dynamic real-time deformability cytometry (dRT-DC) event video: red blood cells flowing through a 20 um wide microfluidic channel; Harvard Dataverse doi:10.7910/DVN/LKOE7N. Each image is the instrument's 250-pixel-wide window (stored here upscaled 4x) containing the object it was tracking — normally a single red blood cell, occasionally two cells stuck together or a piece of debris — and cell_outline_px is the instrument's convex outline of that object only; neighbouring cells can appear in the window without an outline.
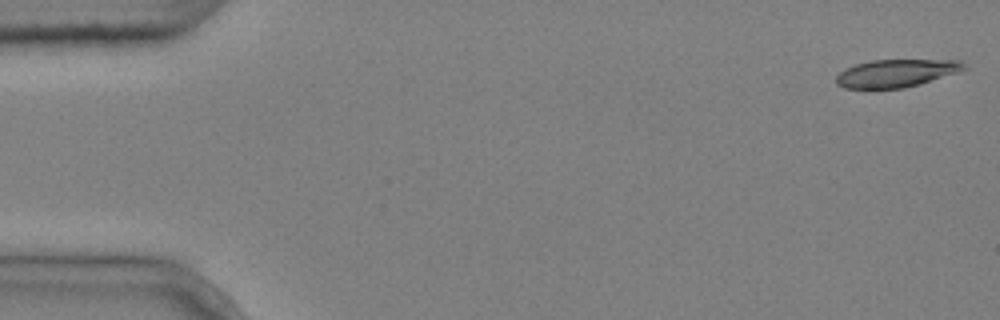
{"species": "common noctule bat (a hibernating species)", "species_latin": "Nyctalus noctula", "temperature_condition": "cold", "stored_images_in_passage": 4, "camera_frame_rate_fps": 3000, "um_per_image_px": 0.085, "animal": {"sex": "male", "body_mass_g": 20.4}, "frame": {"image": 1, "passage_image": 1, "time_ms": 0.0, "image_size_px": [1000, 320], "cell_outline_px": [[968, 68], [920, 84], [904, 88], [844, 88], [836, 84], [836, 76], [840, 72], [856, 64], [872, 60], [960, 60]], "centroid_in_image_um": [76.17, 6.22], "position_along_channel_um": 8.8, "area_um2": 20.4}}